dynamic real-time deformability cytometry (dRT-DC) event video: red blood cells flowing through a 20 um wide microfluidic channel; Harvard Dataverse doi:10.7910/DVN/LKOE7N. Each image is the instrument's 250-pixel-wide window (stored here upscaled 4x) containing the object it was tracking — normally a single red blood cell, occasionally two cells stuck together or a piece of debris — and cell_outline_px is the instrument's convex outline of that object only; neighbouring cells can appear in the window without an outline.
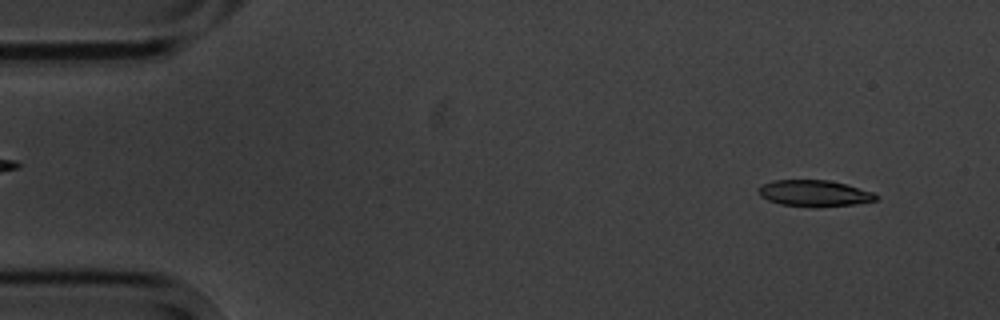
{"species": "common noctule bat (a hibernating species)", "species_latin": "Nyctalus noctula", "temperature_condition": "cold", "stored_images_in_passage": 14, "camera_frame_rate_fps": 3000, "um_per_image_px": 0.085, "animal": {"sex": "male", "body_mass_g": 20.1, "forearm_length_mm": 53.5}, "frame": {"image": 1, "passage_image": 1, "time_ms": 0.0, "image_size_px": [1000, 320], "cell_outline_px": [[880, 196], [876, 200], [852, 204], [816, 208], [812, 208], [780, 204], [768, 200], [760, 196], [760, 184], [772, 180], [828, 180], [844, 184], [872, 192]], "centroid_in_image_um": [69.18, 16.44], "position_along_channel_um": 15.8, "area_um2": 18.03}}
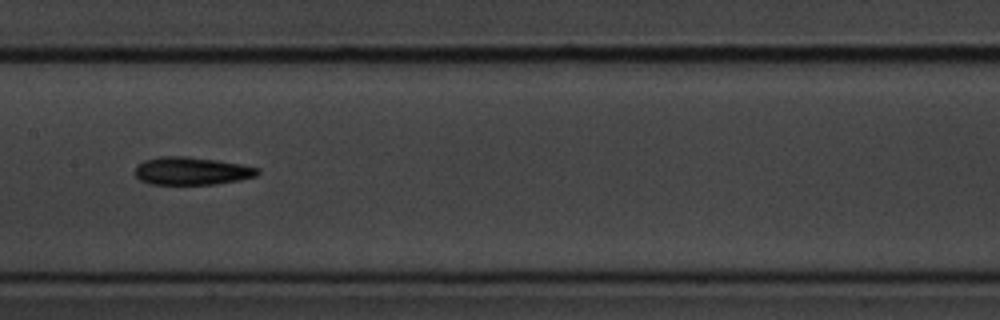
{"frame": {"image": 2, "passage_image": 7, "time_ms": 7.667, "image_size_px": [1000, 320], "cell_outline_px": [[260, 172], [256, 176], [240, 180], [216, 184], [148, 184], [140, 180], [136, 176], [136, 164], [144, 160], [160, 156], [188, 156], [216, 160], [240, 164], [260, 168]], "centroid_in_image_um": [16.28, 14.53], "position_along_channel_um": 191.1, "area_um2": 20.0}}
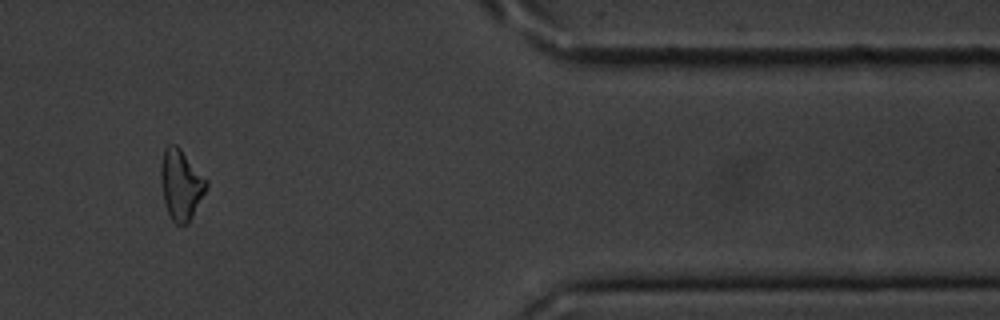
{"frame": {"image": 3, "passage_image": 12, "time_ms": 14.333, "image_size_px": [1000, 320], "cell_outline_px": [[208, 184], [188, 224], [176, 224], [172, 220], [164, 204], [160, 180], [160, 168], [164, 148], [168, 144], [176, 144], [180, 148], [208, 180]], "centroid_in_image_um": [15.36, 15.67], "position_along_channel_um": 396.0, "area_um2": 18.61}, "authors_computed_cell_mechanics": {"area_um2": 19.2763, "velocity_mm_per_s": 3.5534, "shape_relaxation_time_tau1_ms": 3.111, "shape_relaxation_time_tau2_ms": null, "deformation_change_tau1": 0.1216, "deformation_change_tau2": null}}